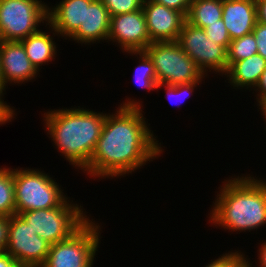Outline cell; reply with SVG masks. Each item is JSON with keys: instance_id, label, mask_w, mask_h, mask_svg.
I'll return each mask as SVG.
<instances>
[{"instance_id": "cell-35", "label": "cell", "mask_w": 266, "mask_h": 267, "mask_svg": "<svg viewBox=\"0 0 266 267\" xmlns=\"http://www.w3.org/2000/svg\"><path fill=\"white\" fill-rule=\"evenodd\" d=\"M259 110L261 112V115L264 116L263 119H264V122H265V125H266V103ZM265 129H266V126H265L264 130Z\"/></svg>"}, {"instance_id": "cell-7", "label": "cell", "mask_w": 266, "mask_h": 267, "mask_svg": "<svg viewBox=\"0 0 266 267\" xmlns=\"http://www.w3.org/2000/svg\"><path fill=\"white\" fill-rule=\"evenodd\" d=\"M154 64L157 82L165 85L202 82L207 78L175 42H152L145 50Z\"/></svg>"}, {"instance_id": "cell-9", "label": "cell", "mask_w": 266, "mask_h": 267, "mask_svg": "<svg viewBox=\"0 0 266 267\" xmlns=\"http://www.w3.org/2000/svg\"><path fill=\"white\" fill-rule=\"evenodd\" d=\"M183 51L208 76L209 72L222 78L228 70L227 50L207 38L203 28L185 21L176 41Z\"/></svg>"}, {"instance_id": "cell-11", "label": "cell", "mask_w": 266, "mask_h": 267, "mask_svg": "<svg viewBox=\"0 0 266 267\" xmlns=\"http://www.w3.org/2000/svg\"><path fill=\"white\" fill-rule=\"evenodd\" d=\"M111 41L121 52L144 51L152 42L143 10L112 16L107 43Z\"/></svg>"}, {"instance_id": "cell-5", "label": "cell", "mask_w": 266, "mask_h": 267, "mask_svg": "<svg viewBox=\"0 0 266 267\" xmlns=\"http://www.w3.org/2000/svg\"><path fill=\"white\" fill-rule=\"evenodd\" d=\"M68 197L59 207L18 213L30 228L51 245L69 238L91 215ZM82 205V206H81Z\"/></svg>"}, {"instance_id": "cell-26", "label": "cell", "mask_w": 266, "mask_h": 267, "mask_svg": "<svg viewBox=\"0 0 266 267\" xmlns=\"http://www.w3.org/2000/svg\"><path fill=\"white\" fill-rule=\"evenodd\" d=\"M203 29L210 41L222 45L226 50L228 49L231 38L222 19L218 20L217 23L210 24Z\"/></svg>"}, {"instance_id": "cell-3", "label": "cell", "mask_w": 266, "mask_h": 267, "mask_svg": "<svg viewBox=\"0 0 266 267\" xmlns=\"http://www.w3.org/2000/svg\"><path fill=\"white\" fill-rule=\"evenodd\" d=\"M46 111L41 115L47 136L69 165L82 171L90 163L106 113L80 106Z\"/></svg>"}, {"instance_id": "cell-2", "label": "cell", "mask_w": 266, "mask_h": 267, "mask_svg": "<svg viewBox=\"0 0 266 267\" xmlns=\"http://www.w3.org/2000/svg\"><path fill=\"white\" fill-rule=\"evenodd\" d=\"M221 183L207 217L212 226L237 234L257 232L258 228L266 226L264 177L242 173L229 176Z\"/></svg>"}, {"instance_id": "cell-23", "label": "cell", "mask_w": 266, "mask_h": 267, "mask_svg": "<svg viewBox=\"0 0 266 267\" xmlns=\"http://www.w3.org/2000/svg\"><path fill=\"white\" fill-rule=\"evenodd\" d=\"M202 82H193V83H187V84H177V85H165V84H160L158 83L156 85V92H158L160 89H163L162 87L165 88L164 91H166L167 99L170 101V103L175 105L177 104L176 107H180L187 98H191V95L193 96L192 93H194L197 89V87H202L201 86ZM190 96V97H189ZM176 100V101H175ZM182 100V101H181Z\"/></svg>"}, {"instance_id": "cell-12", "label": "cell", "mask_w": 266, "mask_h": 267, "mask_svg": "<svg viewBox=\"0 0 266 267\" xmlns=\"http://www.w3.org/2000/svg\"><path fill=\"white\" fill-rule=\"evenodd\" d=\"M0 73L3 100L8 85H24L40 76V72L28 59L21 41H0Z\"/></svg>"}, {"instance_id": "cell-15", "label": "cell", "mask_w": 266, "mask_h": 267, "mask_svg": "<svg viewBox=\"0 0 266 267\" xmlns=\"http://www.w3.org/2000/svg\"><path fill=\"white\" fill-rule=\"evenodd\" d=\"M93 0H60L54 6H47L48 24L68 40L84 24L85 5Z\"/></svg>"}, {"instance_id": "cell-1", "label": "cell", "mask_w": 266, "mask_h": 267, "mask_svg": "<svg viewBox=\"0 0 266 267\" xmlns=\"http://www.w3.org/2000/svg\"><path fill=\"white\" fill-rule=\"evenodd\" d=\"M127 98L119 102L113 113H106L90 163L82 170L94 181L96 178L121 179L164 154L162 147L165 146L159 142L144 117L143 101Z\"/></svg>"}, {"instance_id": "cell-34", "label": "cell", "mask_w": 266, "mask_h": 267, "mask_svg": "<svg viewBox=\"0 0 266 267\" xmlns=\"http://www.w3.org/2000/svg\"><path fill=\"white\" fill-rule=\"evenodd\" d=\"M257 7V22L266 24V0H255Z\"/></svg>"}, {"instance_id": "cell-19", "label": "cell", "mask_w": 266, "mask_h": 267, "mask_svg": "<svg viewBox=\"0 0 266 267\" xmlns=\"http://www.w3.org/2000/svg\"><path fill=\"white\" fill-rule=\"evenodd\" d=\"M223 0H191L186 21L196 27L205 28L222 19Z\"/></svg>"}, {"instance_id": "cell-8", "label": "cell", "mask_w": 266, "mask_h": 267, "mask_svg": "<svg viewBox=\"0 0 266 267\" xmlns=\"http://www.w3.org/2000/svg\"><path fill=\"white\" fill-rule=\"evenodd\" d=\"M42 0H0V41H21L48 23Z\"/></svg>"}, {"instance_id": "cell-13", "label": "cell", "mask_w": 266, "mask_h": 267, "mask_svg": "<svg viewBox=\"0 0 266 267\" xmlns=\"http://www.w3.org/2000/svg\"><path fill=\"white\" fill-rule=\"evenodd\" d=\"M142 10L151 42H175L186 16L152 0H144Z\"/></svg>"}, {"instance_id": "cell-6", "label": "cell", "mask_w": 266, "mask_h": 267, "mask_svg": "<svg viewBox=\"0 0 266 267\" xmlns=\"http://www.w3.org/2000/svg\"><path fill=\"white\" fill-rule=\"evenodd\" d=\"M93 220L89 218L69 238L51 245L41 267H93L102 238L101 223Z\"/></svg>"}, {"instance_id": "cell-27", "label": "cell", "mask_w": 266, "mask_h": 267, "mask_svg": "<svg viewBox=\"0 0 266 267\" xmlns=\"http://www.w3.org/2000/svg\"><path fill=\"white\" fill-rule=\"evenodd\" d=\"M252 33L258 45V54L266 60V24L257 22Z\"/></svg>"}, {"instance_id": "cell-20", "label": "cell", "mask_w": 266, "mask_h": 267, "mask_svg": "<svg viewBox=\"0 0 266 267\" xmlns=\"http://www.w3.org/2000/svg\"><path fill=\"white\" fill-rule=\"evenodd\" d=\"M125 54H129V56H134L133 58L138 59V66L134 69V75L133 78L135 80L134 83L138 86L147 90L149 92H155L156 90V85L158 84L157 82V76L155 73V68L153 61L151 58L148 56V54L145 51H127V52H122Z\"/></svg>"}, {"instance_id": "cell-10", "label": "cell", "mask_w": 266, "mask_h": 267, "mask_svg": "<svg viewBox=\"0 0 266 267\" xmlns=\"http://www.w3.org/2000/svg\"><path fill=\"white\" fill-rule=\"evenodd\" d=\"M51 244L38 236L19 215L10 216L6 253L10 254L20 267H41Z\"/></svg>"}, {"instance_id": "cell-29", "label": "cell", "mask_w": 266, "mask_h": 267, "mask_svg": "<svg viewBox=\"0 0 266 267\" xmlns=\"http://www.w3.org/2000/svg\"><path fill=\"white\" fill-rule=\"evenodd\" d=\"M187 16L191 0H152Z\"/></svg>"}, {"instance_id": "cell-28", "label": "cell", "mask_w": 266, "mask_h": 267, "mask_svg": "<svg viewBox=\"0 0 266 267\" xmlns=\"http://www.w3.org/2000/svg\"><path fill=\"white\" fill-rule=\"evenodd\" d=\"M17 114L15 107H12L11 104L9 105L0 97V126L14 121V118L17 119Z\"/></svg>"}, {"instance_id": "cell-24", "label": "cell", "mask_w": 266, "mask_h": 267, "mask_svg": "<svg viewBox=\"0 0 266 267\" xmlns=\"http://www.w3.org/2000/svg\"><path fill=\"white\" fill-rule=\"evenodd\" d=\"M204 265L205 267H247L245 253L242 250H230L218 256L217 259Z\"/></svg>"}, {"instance_id": "cell-31", "label": "cell", "mask_w": 266, "mask_h": 267, "mask_svg": "<svg viewBox=\"0 0 266 267\" xmlns=\"http://www.w3.org/2000/svg\"><path fill=\"white\" fill-rule=\"evenodd\" d=\"M10 216H0V252H5L8 243Z\"/></svg>"}, {"instance_id": "cell-36", "label": "cell", "mask_w": 266, "mask_h": 267, "mask_svg": "<svg viewBox=\"0 0 266 267\" xmlns=\"http://www.w3.org/2000/svg\"><path fill=\"white\" fill-rule=\"evenodd\" d=\"M0 97L3 99V84L1 81V73H0Z\"/></svg>"}, {"instance_id": "cell-30", "label": "cell", "mask_w": 266, "mask_h": 267, "mask_svg": "<svg viewBox=\"0 0 266 267\" xmlns=\"http://www.w3.org/2000/svg\"><path fill=\"white\" fill-rule=\"evenodd\" d=\"M256 98V107L258 109H260L265 103H266V68L264 69V72L262 73V76L260 78V81L258 83V85L256 86V88L253 90L252 94L254 93Z\"/></svg>"}, {"instance_id": "cell-32", "label": "cell", "mask_w": 266, "mask_h": 267, "mask_svg": "<svg viewBox=\"0 0 266 267\" xmlns=\"http://www.w3.org/2000/svg\"><path fill=\"white\" fill-rule=\"evenodd\" d=\"M259 245H260V247L257 250V257H258L257 259L258 260H257V262H256V259L254 260L255 264H257V265L259 264L258 266L253 265V262L250 260L248 255H246V252H244L247 267H266V240L264 241V243H260Z\"/></svg>"}, {"instance_id": "cell-18", "label": "cell", "mask_w": 266, "mask_h": 267, "mask_svg": "<svg viewBox=\"0 0 266 267\" xmlns=\"http://www.w3.org/2000/svg\"><path fill=\"white\" fill-rule=\"evenodd\" d=\"M266 68V60L255 54L249 58L234 62L223 76L232 89L252 91L258 85L262 73ZM233 86V87H232Z\"/></svg>"}, {"instance_id": "cell-4", "label": "cell", "mask_w": 266, "mask_h": 267, "mask_svg": "<svg viewBox=\"0 0 266 267\" xmlns=\"http://www.w3.org/2000/svg\"><path fill=\"white\" fill-rule=\"evenodd\" d=\"M13 180L16 214L59 207L69 197L50 173L39 168H13Z\"/></svg>"}, {"instance_id": "cell-21", "label": "cell", "mask_w": 266, "mask_h": 267, "mask_svg": "<svg viewBox=\"0 0 266 267\" xmlns=\"http://www.w3.org/2000/svg\"><path fill=\"white\" fill-rule=\"evenodd\" d=\"M16 214L13 168L0 167V216Z\"/></svg>"}, {"instance_id": "cell-33", "label": "cell", "mask_w": 266, "mask_h": 267, "mask_svg": "<svg viewBox=\"0 0 266 267\" xmlns=\"http://www.w3.org/2000/svg\"><path fill=\"white\" fill-rule=\"evenodd\" d=\"M0 267H20L18 262L8 253L0 252Z\"/></svg>"}, {"instance_id": "cell-16", "label": "cell", "mask_w": 266, "mask_h": 267, "mask_svg": "<svg viewBox=\"0 0 266 267\" xmlns=\"http://www.w3.org/2000/svg\"><path fill=\"white\" fill-rule=\"evenodd\" d=\"M223 23L231 40L252 33L257 23L255 0H223Z\"/></svg>"}, {"instance_id": "cell-14", "label": "cell", "mask_w": 266, "mask_h": 267, "mask_svg": "<svg viewBox=\"0 0 266 267\" xmlns=\"http://www.w3.org/2000/svg\"><path fill=\"white\" fill-rule=\"evenodd\" d=\"M110 22L109 11L101 0H93L90 5H85L84 24H81L79 29L68 40L80 43L81 46L107 42Z\"/></svg>"}, {"instance_id": "cell-25", "label": "cell", "mask_w": 266, "mask_h": 267, "mask_svg": "<svg viewBox=\"0 0 266 267\" xmlns=\"http://www.w3.org/2000/svg\"><path fill=\"white\" fill-rule=\"evenodd\" d=\"M110 16L141 10L144 0H101Z\"/></svg>"}, {"instance_id": "cell-17", "label": "cell", "mask_w": 266, "mask_h": 267, "mask_svg": "<svg viewBox=\"0 0 266 267\" xmlns=\"http://www.w3.org/2000/svg\"><path fill=\"white\" fill-rule=\"evenodd\" d=\"M45 27V31L41 28L36 33L31 34L27 38L21 40L28 59L39 72L41 70L40 68H42V65H49L48 63L55 61V58H57L56 56H58V46L54 37L56 36L57 38L58 36L59 39L60 35L48 23Z\"/></svg>"}, {"instance_id": "cell-22", "label": "cell", "mask_w": 266, "mask_h": 267, "mask_svg": "<svg viewBox=\"0 0 266 267\" xmlns=\"http://www.w3.org/2000/svg\"><path fill=\"white\" fill-rule=\"evenodd\" d=\"M257 43L253 33L231 40L227 49L228 68L236 61L258 54Z\"/></svg>"}]
</instances>
